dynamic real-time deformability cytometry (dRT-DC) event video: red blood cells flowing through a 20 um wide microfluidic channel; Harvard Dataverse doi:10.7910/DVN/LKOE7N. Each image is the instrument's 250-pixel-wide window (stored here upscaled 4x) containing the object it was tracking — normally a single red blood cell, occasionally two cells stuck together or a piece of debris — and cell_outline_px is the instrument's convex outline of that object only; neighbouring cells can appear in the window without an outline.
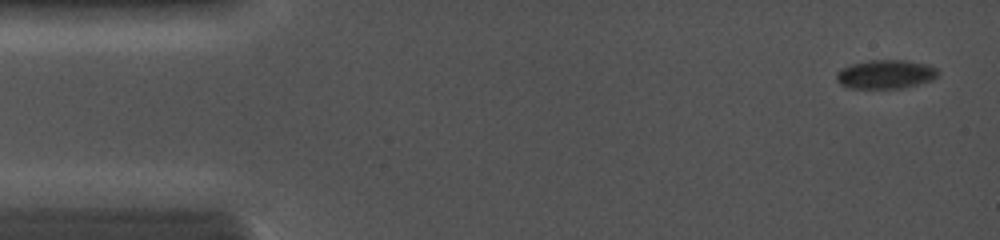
{"species": "common noctule bat (a hibernating species)", "species_latin": "Nyctalus noctula", "temperature_condition": "cold", "stored_images_in_passage": 47, "camera_frame_rate_fps": 5000, "um_per_image_px": 0.085, "animal": {"sex": "female", "body_mass_g": 19.0, "forearm_length_mm": 56.7}, "frame": {"image": 1, "passage_image": 1, "time_ms": 0.0, "image_size_px": [1000, 240], "cell_outline_px": [[940, 72], [932, 80], [900, 88], [848, 88], [840, 84], [836, 80], [836, 72], [840, 68], [852, 64], [868, 60], [904, 60], [928, 64], [936, 68]], "centroid_in_image_um": [75.24, 6.3], "position_along_channel_um": 9.8, "area_um2": 17.11}}
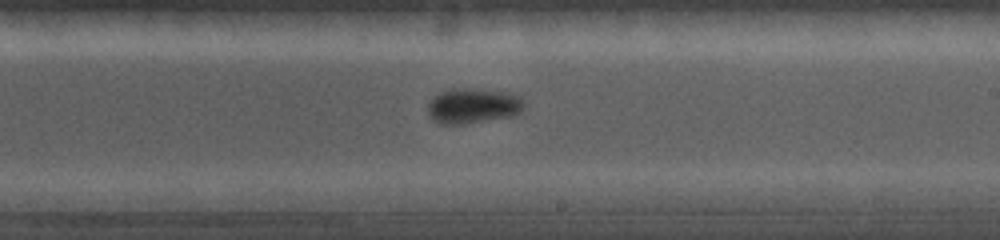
{"frame": {"image": 2, "passage_image": 25, "time_ms": 8.0, "image_size_px": [1000, 240], "cell_outline_px": [[524, 104], [520, 112], [512, 116], [464, 124], [440, 124], [432, 120], [428, 116], [428, 100], [432, 96], [440, 92], [452, 88], [472, 88], [508, 92], [520, 96], [524, 100]], "centroid_in_image_um": [40.16, 8.99], "position_along_channel_um": 248.8, "area_um2": 20.11}}
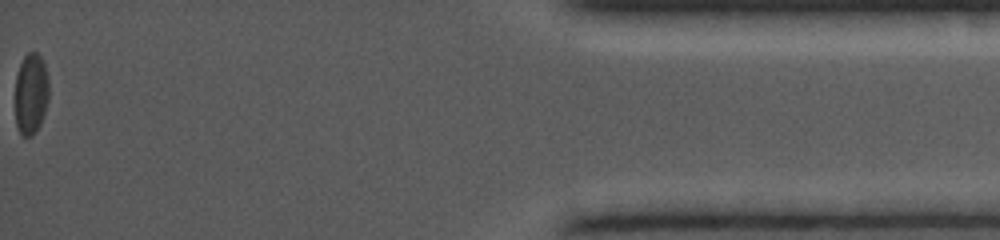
{"frame": {"image": 3, "passage_image": 47, "time_ms": 13.8, "image_size_px": [1000, 240], "cell_outline_px": [[48, 100], [40, 124], [36, 132], [32, 136], [20, 136], [16, 124], [16, 76], [20, 64], [24, 56], [28, 52], [36, 52], [40, 56], [44, 64], [48, 76]], "centroid_in_image_um": [2.63, 7.98], "position_along_channel_um": 432.6, "area_um2": 15.95}}